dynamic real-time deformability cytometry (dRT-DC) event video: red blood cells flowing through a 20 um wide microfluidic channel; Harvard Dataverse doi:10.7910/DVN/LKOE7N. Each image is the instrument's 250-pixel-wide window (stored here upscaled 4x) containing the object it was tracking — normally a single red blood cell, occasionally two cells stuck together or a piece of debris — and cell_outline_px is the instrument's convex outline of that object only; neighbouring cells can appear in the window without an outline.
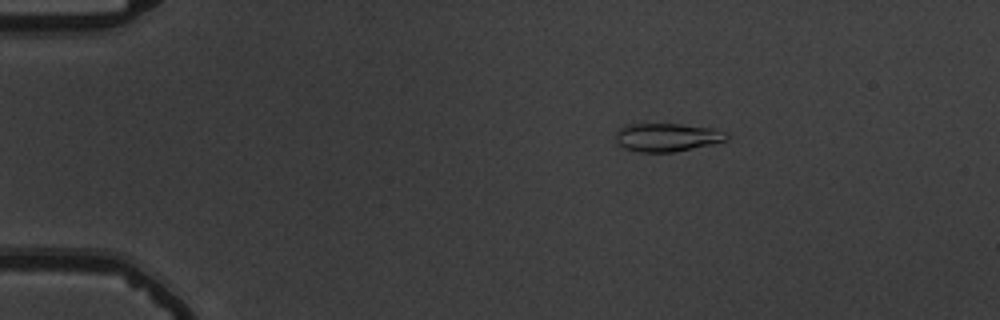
{"species": "common noctule bat (a hibernating species)", "species_latin": "Nyctalus noctula", "temperature_condition": "warm", "stored_images_in_passage": 55, "camera_frame_rate_fps": 3000, "um_per_image_px": 0.085, "animal": {"sex": "male", "body_mass_g": 19.5, "forearm_length_mm": 54.6}, "frame": {"image": 1, "passage_image": 10, "time_ms": 3.0, "image_size_px": [1000, 320], "cell_outline_px": [[728, 140], [712, 144], [672, 152], [636, 152], [624, 148], [616, 144], [616, 132], [620, 128], [628, 124], [680, 124], [712, 128], [728, 132]], "centroid_in_image_um": [56.69, 11.67], "position_along_channel_um": 28.3, "area_um2": 18.38}}
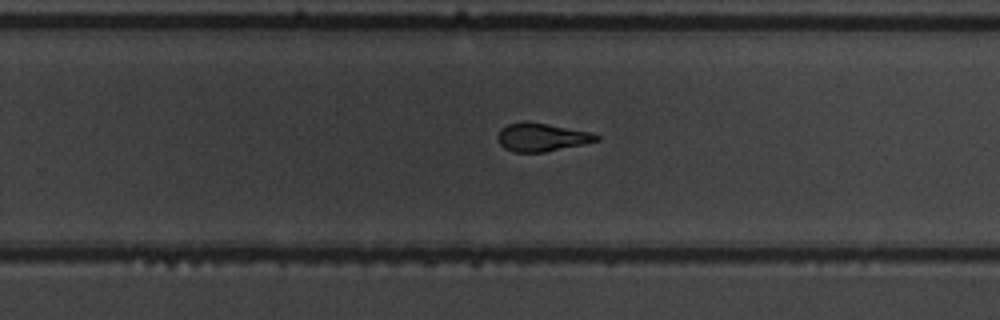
{"frame": {"image": 2, "passage_image": 36, "time_ms": 11.667, "image_size_px": [1000, 320], "cell_outline_px": [[600, 140], [544, 152], [512, 152], [504, 148], [500, 144], [496, 136], [500, 128], [508, 124], [520, 120], [528, 120], [588, 132], [600, 136]], "centroid_in_image_um": [45.96, 11.64], "position_along_channel_um": 283.8, "area_um2": 16.3}}
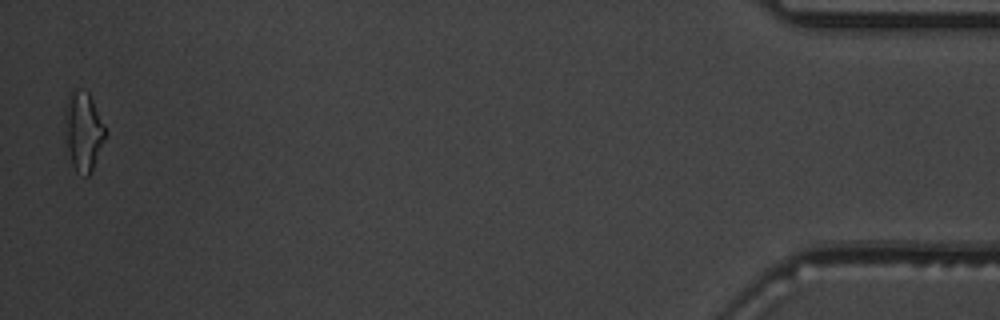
{"frame": {"image": 3, "passage_image": 54, "time_ms": 17.667, "image_size_px": [1000, 320], "cell_outline_px": [[108, 132], [92, 168], [88, 176], [84, 176], [76, 172], [72, 164], [64, 140], [64, 112], [68, 92], [72, 88], [76, 88], [88, 92]], "centroid_in_image_um": [7.04, 11.12], "position_along_channel_um": 428.2, "area_um2": 19.02}, "authors_computed_cell_mechanics": {"area_um2": 16.9932, "velocity_mm_per_s": 3.795, "shape_relaxation_time_tau1_ms": 8.203, "shape_relaxation_time_tau2_ms": 1.96, "deformation_change_tau1": 0.2346, "deformation_change_tau2": 0.1013}}